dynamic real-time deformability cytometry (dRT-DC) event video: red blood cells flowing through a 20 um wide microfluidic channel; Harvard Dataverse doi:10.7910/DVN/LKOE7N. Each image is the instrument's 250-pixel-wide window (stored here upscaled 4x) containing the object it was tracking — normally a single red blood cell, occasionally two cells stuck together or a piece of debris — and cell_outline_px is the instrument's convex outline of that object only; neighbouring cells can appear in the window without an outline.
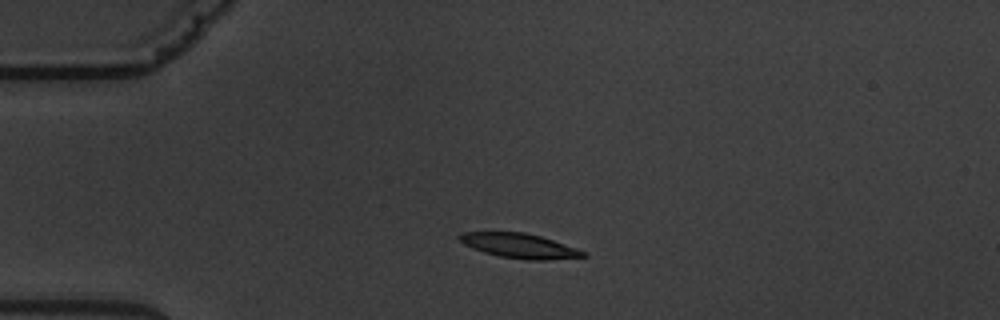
{"species": "common noctule bat (a hibernating species)", "species_latin": "Nyctalus noctula", "temperature_condition": "warm", "stored_images_in_passage": 3, "camera_frame_rate_fps": 3000, "um_per_image_px": 0.085, "animal": {"sex": "male", "body_mass_g": 19.5, "forearm_length_mm": 54.6}, "frame": {"image": 1, "passage_image": 2, "time_ms": 1.333, "image_size_px": [1000, 320], "cell_outline_px": [[588, 256], [548, 260], [528, 260], [500, 256], [484, 252], [472, 248], [464, 244], [456, 236], [464, 232], [524, 232], [540, 236], [576, 248], [584, 252]], "centroid_in_image_um": [44.13, 20.89], "position_along_channel_um": 40.9, "area_um2": 17.57}}